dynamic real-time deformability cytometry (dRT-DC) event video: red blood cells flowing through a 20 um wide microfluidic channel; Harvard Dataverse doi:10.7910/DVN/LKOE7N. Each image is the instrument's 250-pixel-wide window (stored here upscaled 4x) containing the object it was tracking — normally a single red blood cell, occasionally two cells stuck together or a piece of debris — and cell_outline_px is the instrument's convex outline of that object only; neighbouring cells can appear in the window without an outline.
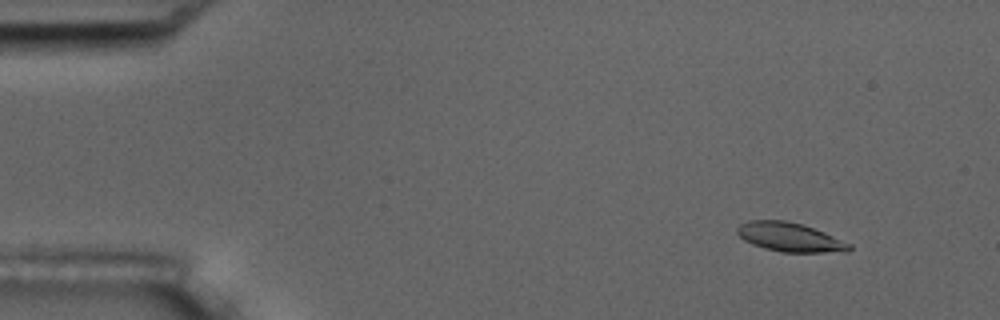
{"species": "common noctule bat (a hibernating species)", "species_latin": "Nyctalus noctula", "temperature_condition": "room temperature", "stored_images_in_passage": 6, "camera_frame_rate_fps": 3000, "um_per_image_px": 0.085, "animal": {"sex": "male", "body_mass_g": 17.5, "forearm_length_mm": 52.3}, "frame": {"image": 1, "passage_image": 2, "time_ms": 1.333, "image_size_px": [1000, 320], "cell_outline_px": [[852, 248], [848, 252], [780, 252], [764, 248], [752, 244], [744, 240], [736, 232], [736, 228], [740, 224], [748, 220], [784, 220], [800, 224], [824, 232], [852, 244]], "centroid_in_image_um": [67.13, 20.16], "position_along_channel_um": 17.9, "area_um2": 18.96}}
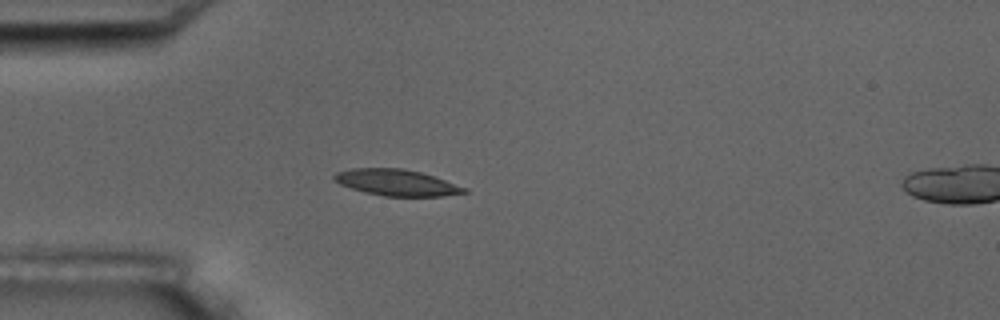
{"frame": {"image": 2, "passage_image": 5, "time_ms": 4.667, "image_size_px": [1000, 320], "cell_outline_px": [[468, 192], [440, 196], [384, 196], [364, 192], [340, 184], [332, 180], [332, 176], [336, 172], [352, 168], [404, 168], [420, 172], [468, 188]], "centroid_in_image_um": [33.67, 15.51], "position_along_channel_um": 51.3, "area_um2": 19.83}}